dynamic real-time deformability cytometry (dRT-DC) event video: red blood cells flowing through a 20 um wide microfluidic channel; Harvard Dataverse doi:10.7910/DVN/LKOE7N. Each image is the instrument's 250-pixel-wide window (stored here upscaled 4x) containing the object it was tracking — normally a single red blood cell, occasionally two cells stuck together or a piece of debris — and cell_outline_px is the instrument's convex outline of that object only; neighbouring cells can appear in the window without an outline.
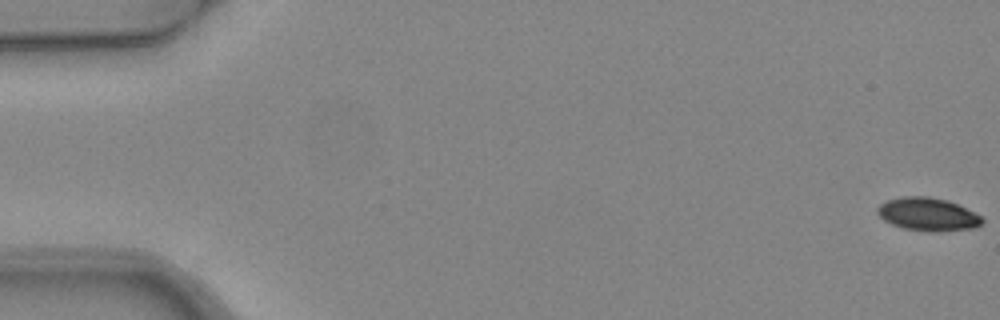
{"species": "common noctule bat (a hibernating species)", "species_latin": "Nyctalus noctula", "temperature_condition": "warm", "stored_images_in_passage": 5, "camera_frame_rate_fps": 3000, "um_per_image_px": 0.085, "animal": {"sex": "female", "body_mass_g": 24.6, "forearm_length_mm": 56.2}, "frame": {"image": 1, "passage_image": 1, "time_ms": 0.0, "image_size_px": [1000, 320], "cell_outline_px": [[984, 220], [976, 228], [936, 232], [928, 232], [904, 228], [892, 224], [884, 220], [876, 212], [876, 208], [880, 204], [888, 200], [904, 196], [928, 196], [948, 200], [980, 216]], "centroid_in_image_um": [78.84, 18.22], "position_along_channel_um": 6.2, "area_um2": 20.11}}
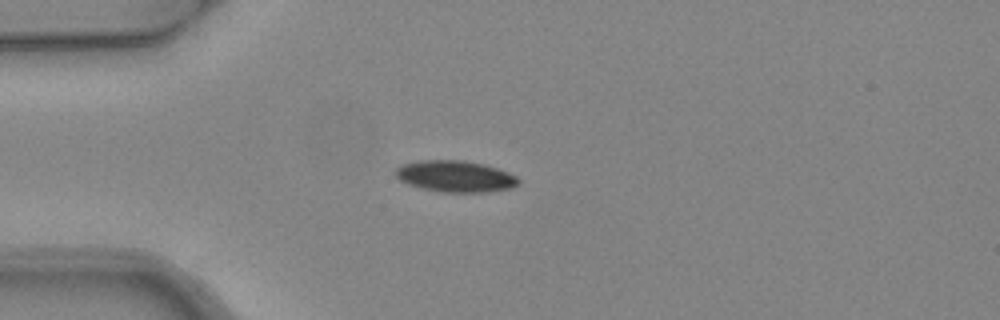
{"frame": {"image": 2, "passage_image": 5, "time_ms": 1.333, "image_size_px": [1000, 320], "cell_outline_px": [[520, 184], [512, 188], [484, 192], [440, 192], [408, 184], [400, 180], [392, 172], [400, 164], [420, 160], [464, 160], [484, 164], [508, 172], [516, 176], [520, 180]], "centroid_in_image_um": [38.69, 14.98], "position_along_channel_um": 46.3, "area_um2": 22.66}}